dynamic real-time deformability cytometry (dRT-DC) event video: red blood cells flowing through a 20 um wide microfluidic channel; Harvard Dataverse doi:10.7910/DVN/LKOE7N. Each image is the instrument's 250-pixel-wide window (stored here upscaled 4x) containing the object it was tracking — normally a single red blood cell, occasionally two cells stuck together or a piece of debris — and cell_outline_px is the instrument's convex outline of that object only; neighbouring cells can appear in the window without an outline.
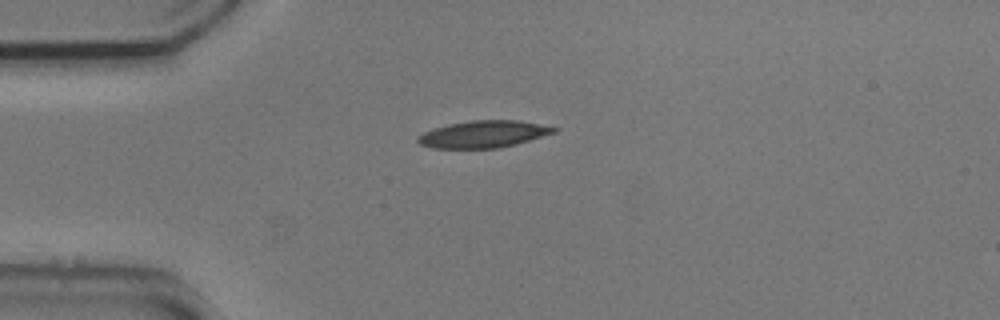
{"species": "common noctule bat (a hibernating species)", "species_latin": "Nyctalus noctula", "temperature_condition": "cold", "stored_images_in_passage": 43, "camera_frame_rate_fps": 3000, "um_per_image_px": 0.085, "animal": {"sex": "male", "body_mass_g": 20.5, "forearm_length_mm": 52.5}, "frame": {"image": 1, "passage_image": 1, "time_ms": 0.0, "image_size_px": [1000, 320], "cell_outline_px": [[560, 128], [556, 132], [516, 144], [496, 148], [432, 148], [420, 144], [416, 140], [416, 136], [424, 132], [448, 124], [468, 120], [520, 120]], "centroid_in_image_um": [41.09, 11.39], "position_along_channel_um": 43.9, "area_um2": 21.44}}
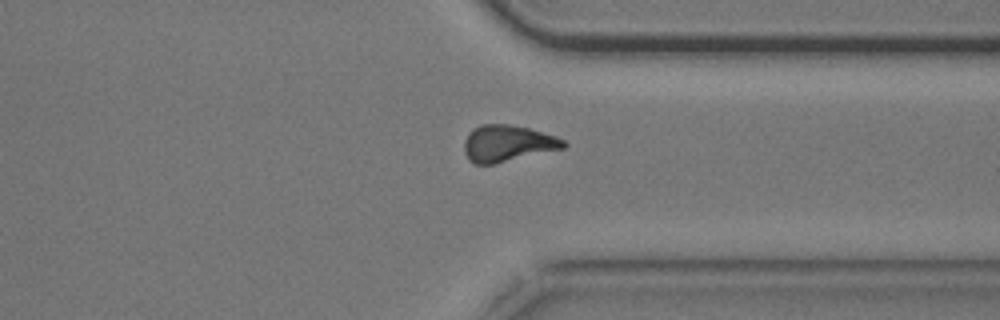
{"frame": {"image": 2, "passage_image": 29, "time_ms": 9.333, "image_size_px": [1000, 320], "cell_outline_px": [[568, 144], [564, 148], [492, 164], [476, 164], [468, 160], [464, 152], [464, 140], [468, 132], [480, 124], [508, 124], [528, 128], [556, 136], [564, 140]], "centroid_in_image_um": [43.11, 12.18], "position_along_channel_um": 368.3, "area_um2": 21.1}}
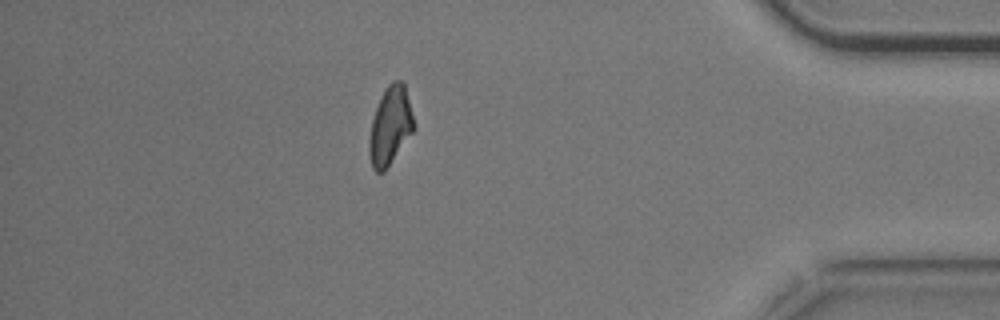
{"frame": {"image": 3, "passage_image": 35, "time_ms": 11.333, "image_size_px": [1000, 320], "cell_outline_px": [[416, 128], [384, 172], [376, 172], [372, 168], [368, 152], [368, 140], [372, 120], [376, 108], [388, 84], [392, 80], [400, 80], [404, 84]], "centroid_in_image_um": [33.16, 10.73], "position_along_channel_um": 402.0, "area_um2": 20.23}}